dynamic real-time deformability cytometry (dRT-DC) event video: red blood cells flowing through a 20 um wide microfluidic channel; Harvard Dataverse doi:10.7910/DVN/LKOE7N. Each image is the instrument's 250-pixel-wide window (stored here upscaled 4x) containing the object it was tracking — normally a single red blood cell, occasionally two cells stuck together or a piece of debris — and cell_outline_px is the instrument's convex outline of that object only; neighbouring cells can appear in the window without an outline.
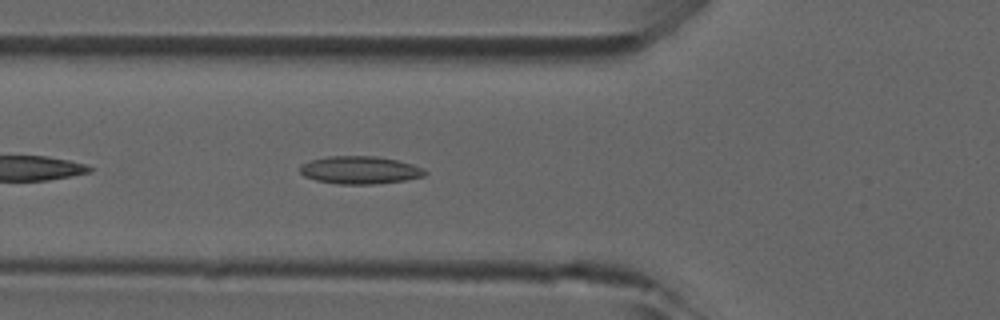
{"species": "common noctule bat (a hibernating species)", "species_latin": "Nyctalus noctula", "temperature_condition": "room temperature", "stored_images_in_passage": 33, "camera_frame_rate_fps": 3000, "um_per_image_px": 0.085, "animal": {"sex": "male", "forearm_length_mm": 52.5}, "frame": {"image": 1, "passage_image": 6, "time_ms": 1.667, "image_size_px": [1000, 320], "cell_outline_px": [[428, 172], [424, 176], [404, 180], [372, 184], [340, 184], [316, 180], [304, 176], [300, 172], [300, 164], [312, 160], [328, 156], [376, 156], [396, 160], [412, 164], [424, 168]], "centroid_in_image_um": [30.59, 14.45], "position_along_channel_um": 95.2, "area_um2": 20.11}}
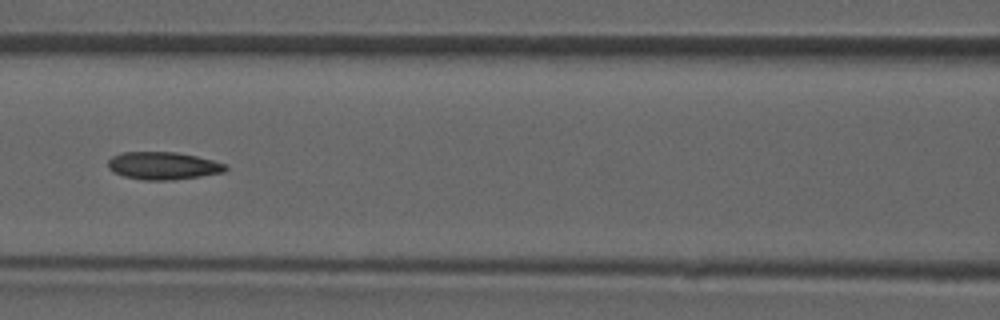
{"frame": {"image": 2, "passage_image": 10, "time_ms": 3.0, "image_size_px": [1000, 320], "cell_outline_px": [[228, 168], [224, 172], [200, 176], [172, 180], [144, 180], [124, 176], [112, 172], [108, 168], [108, 160], [112, 156], [120, 152], [176, 152], [196, 156], [228, 164]], "centroid_in_image_um": [13.85, 14.08], "position_along_channel_um": 152.7, "area_um2": 19.02}}